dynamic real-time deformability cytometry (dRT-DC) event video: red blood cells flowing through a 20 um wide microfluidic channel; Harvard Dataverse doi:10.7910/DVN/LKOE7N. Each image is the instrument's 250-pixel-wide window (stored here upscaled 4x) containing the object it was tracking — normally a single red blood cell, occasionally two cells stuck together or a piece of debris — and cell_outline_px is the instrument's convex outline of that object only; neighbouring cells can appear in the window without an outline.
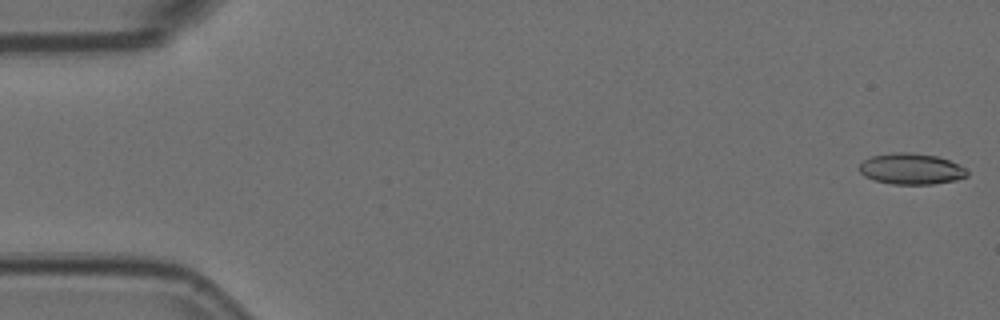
{"species": "Egyptian fruit bat (a non-hibernating species)", "species_latin": "Rousettus aegyptiacus", "temperature_condition": "room temperature", "stored_images_in_passage": 5, "segment_of_instrument_passage": [1, 2], "camera_frame_rate_fps": 3000, "um_per_image_px": 0.085, "animal": {"sex": "female"}, "frame": {"image": 1, "passage_image": 1, "time_ms": 0.0, "image_size_px": [1000, 320], "cell_outline_px": [[968, 176], [956, 180], [932, 184], [892, 184], [876, 180], [864, 176], [860, 172], [860, 164], [864, 160], [872, 156], [892, 152], [912, 152], [936, 156], [960, 164], [968, 168]], "centroid_in_image_um": [77.49, 14.35], "position_along_channel_um": 7.5, "area_um2": 19.59}}
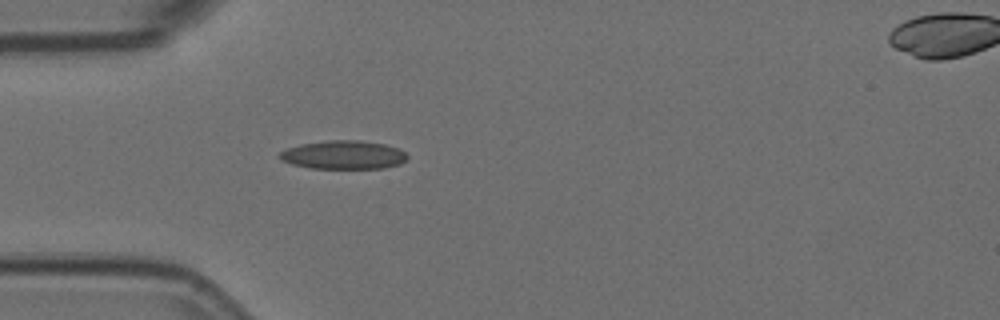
{"frame": {"image": 2, "passage_image": 4, "time_ms": 1.0, "image_size_px": [1000, 320], "cell_outline_px": [[408, 156], [400, 164], [384, 168], [308, 168], [292, 164], [280, 160], [280, 152], [288, 148], [300, 144], [328, 140], [360, 140], [384, 144], [400, 148]], "centroid_in_image_um": [29.2, 13.16], "position_along_channel_um": 55.8, "area_um2": 21.21}}